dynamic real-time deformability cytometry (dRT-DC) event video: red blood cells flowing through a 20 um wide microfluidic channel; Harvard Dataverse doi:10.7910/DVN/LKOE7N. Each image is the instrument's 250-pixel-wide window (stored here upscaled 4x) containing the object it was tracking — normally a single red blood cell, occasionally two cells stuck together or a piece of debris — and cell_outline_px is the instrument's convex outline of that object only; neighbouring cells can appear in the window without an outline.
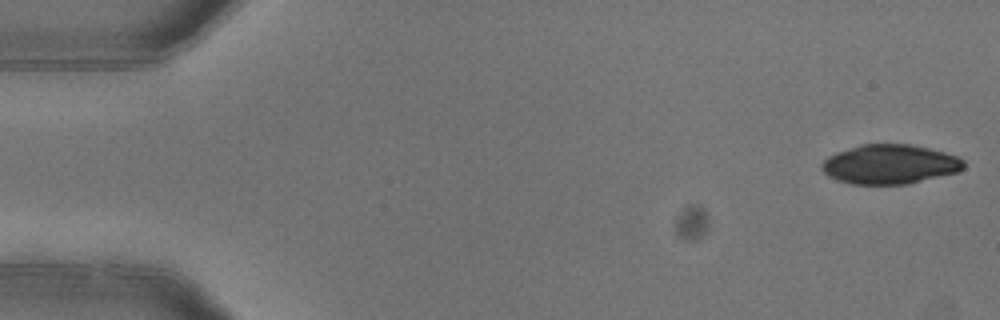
{"species": "common noctule bat (a hibernating species)", "species_latin": "Nyctalus noctula", "temperature_condition": "warm", "stored_images_in_passage": 4, "camera_frame_rate_fps": 3000, "um_per_image_px": 0.085, "animal": {"sex": "female"}, "frame": {"image": 1, "passage_image": 1, "time_ms": 0.0, "image_size_px": [1000, 320], "cell_outline_px": [[964, 168], [956, 172], [908, 184], [852, 184], [836, 180], [828, 176], [820, 168], [820, 164], [828, 156], [836, 152], [860, 144], [908, 144], [928, 148], [944, 152], [956, 156], [964, 160]], "centroid_in_image_um": [75.59, 13.96], "position_along_channel_um": 9.4, "area_um2": 32.6}}